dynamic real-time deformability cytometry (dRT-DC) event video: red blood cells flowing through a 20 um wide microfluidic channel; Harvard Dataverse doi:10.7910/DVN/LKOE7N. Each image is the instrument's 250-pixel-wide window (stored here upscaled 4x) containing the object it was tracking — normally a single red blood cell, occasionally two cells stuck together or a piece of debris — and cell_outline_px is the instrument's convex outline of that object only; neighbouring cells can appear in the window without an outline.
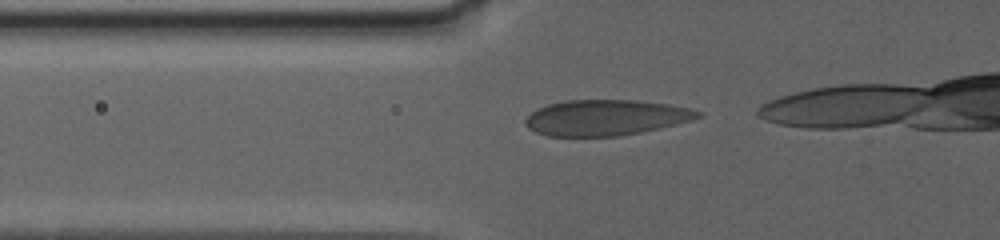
{"species": "human", "species_latin": "Homo sapiens", "temperature_condition": "warm", "stored_images_in_passage": 27, "camera_frame_rate_fps": 3000, "um_per_image_px": 0.085, "donor": {"sex": "female"}, "frame": {"image": 1, "passage_image": 12, "time_ms": 3.667, "image_size_px": [1000, 240], "cell_outline_px": [[704, 112], [700, 116], [692, 120], [660, 128], [620, 136], [548, 136], [536, 132], [528, 128], [524, 124], [524, 120], [536, 108], [548, 104], [568, 100], [636, 100], [668, 104], [692, 108]], "centroid_in_image_um": [51.49, 9.99], "position_along_channel_um": 74.3, "area_um2": 36.01}}
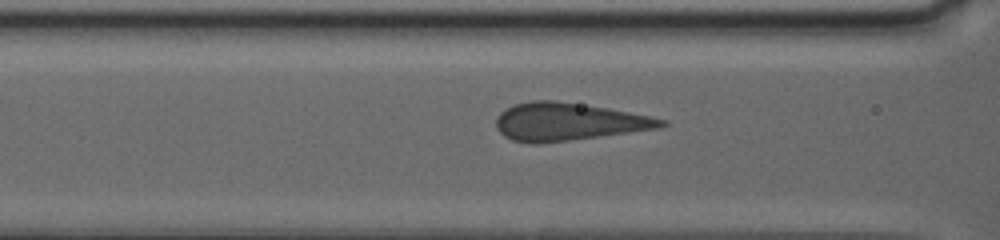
{"frame": {"image": 2, "passage_image": 17, "time_ms": 5.333, "image_size_px": [1000, 240], "cell_outline_px": [[668, 124], [660, 128], [568, 140], [536, 144], [532, 144], [512, 140], [504, 136], [496, 128], [496, 116], [500, 112], [516, 104], [532, 100], [552, 100], [608, 108], [652, 116], [668, 120]], "centroid_in_image_um": [48.3, 10.35], "position_along_channel_um": 118.3, "area_um2": 36.13}}
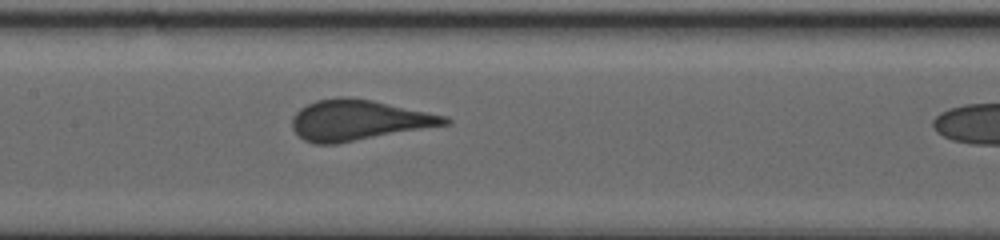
{"frame": {"image": 3, "passage_image": 23, "time_ms": 7.333, "image_size_px": [1000, 240], "cell_outline_px": [[452, 124], [336, 144], [316, 144], [304, 140], [292, 128], [292, 116], [300, 108], [316, 100], [340, 96], [344, 96], [372, 100], [448, 116], [452, 120]], "centroid_in_image_um": [30.51, 10.21], "position_along_channel_um": 176.9, "area_um2": 36.24}}